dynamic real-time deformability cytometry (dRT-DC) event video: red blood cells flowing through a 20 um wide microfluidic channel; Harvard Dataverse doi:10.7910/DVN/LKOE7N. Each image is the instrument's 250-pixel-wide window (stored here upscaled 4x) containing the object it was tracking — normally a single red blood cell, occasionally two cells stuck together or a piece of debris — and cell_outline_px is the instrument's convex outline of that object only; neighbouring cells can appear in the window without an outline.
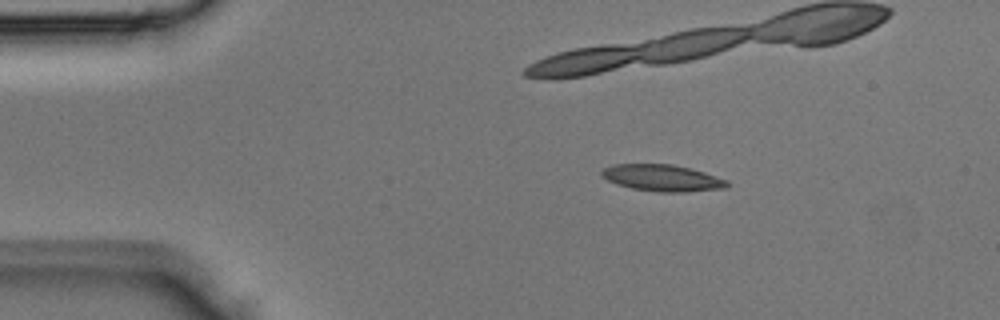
{"species": "Egyptian fruit bat (a non-hibernating species)", "species_latin": "Rousettus aegyptiacus", "temperature_condition": "room temperature", "stored_images_in_passage": 4, "camera_frame_rate_fps": 3000, "um_per_image_px": 0.085, "animal": {"sex": "male"}, "frame": {"image": 1, "passage_image": 1, "time_ms": 0.0, "image_size_px": [1000, 320], "cell_outline_px": [[728, 188], [688, 192], [660, 192], [632, 188], [608, 180], [600, 172], [604, 168], [612, 164], [672, 164], [692, 168], [728, 180]], "centroid_in_image_um": [56.36, 15.12], "position_along_channel_um": 28.6, "area_um2": 19.42}}